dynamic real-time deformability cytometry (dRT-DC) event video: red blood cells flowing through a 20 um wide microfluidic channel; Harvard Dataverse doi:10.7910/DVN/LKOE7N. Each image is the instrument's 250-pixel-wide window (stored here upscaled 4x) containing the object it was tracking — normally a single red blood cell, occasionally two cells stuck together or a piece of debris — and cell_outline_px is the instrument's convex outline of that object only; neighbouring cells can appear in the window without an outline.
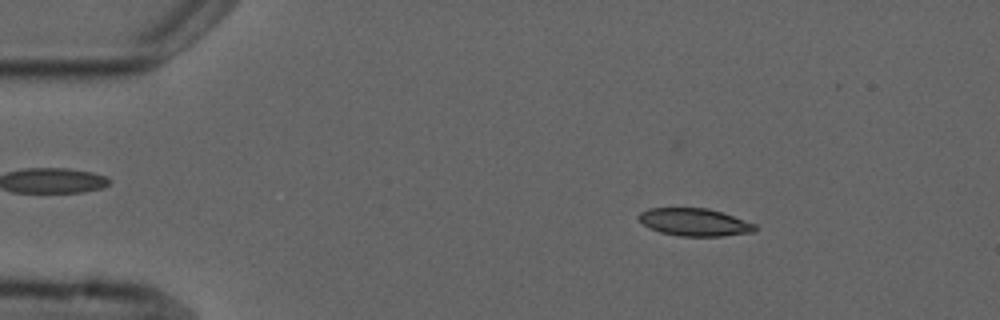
{"species": "common noctule bat (a hibernating species)", "species_latin": "Nyctalus noctula", "temperature_condition": "cold", "stored_images_in_passage": 3, "camera_frame_rate_fps": 3000, "um_per_image_px": 0.085, "animal": {"sex": "male", "forearm_length_mm": 52.5}, "frame": {"image": 1, "passage_image": 1, "time_ms": 0.0, "image_size_px": [1000, 320], "cell_outline_px": [[756, 232], [724, 236], [680, 236], [660, 232], [644, 224], [636, 216], [640, 212], [648, 208], [708, 208], [756, 224]], "centroid_in_image_um": [59.04, 18.89], "position_along_channel_um": 26.0, "area_um2": 18.61}}
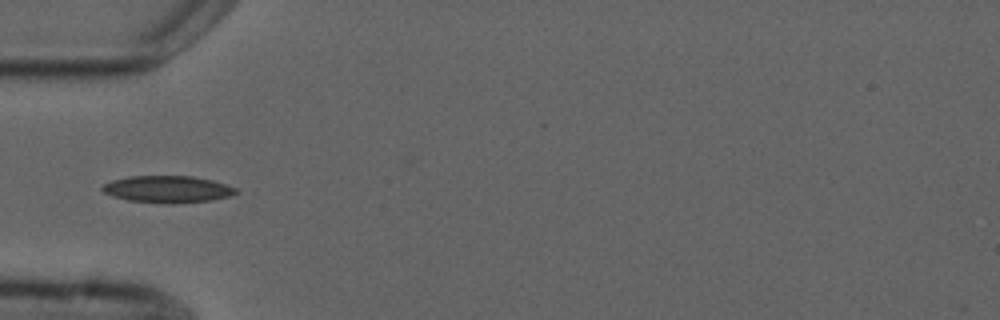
{"frame": {"image": 2, "passage_image": 3, "time_ms": 3.0, "image_size_px": [1000, 320], "cell_outline_px": [[240, 192], [228, 196], [212, 200], [172, 204], [168, 204], [128, 200], [112, 196], [104, 192], [100, 188], [104, 184], [112, 180], [128, 176], [192, 176], [212, 180], [236, 188]], "centroid_in_image_um": [14.23, 16.08], "position_along_channel_um": 70.8, "area_um2": 20.98}}